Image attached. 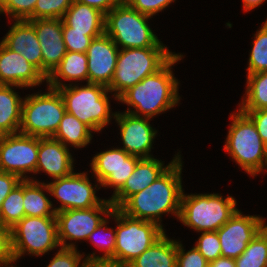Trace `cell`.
<instances>
[{"instance_id": "6da1fadb", "label": "cell", "mask_w": 267, "mask_h": 267, "mask_svg": "<svg viewBox=\"0 0 267 267\" xmlns=\"http://www.w3.org/2000/svg\"><path fill=\"white\" fill-rule=\"evenodd\" d=\"M181 155L153 183L130 196L118 209L125 215L162 226V214H180L182 189Z\"/></svg>"}, {"instance_id": "7a4b0ae2", "label": "cell", "mask_w": 267, "mask_h": 267, "mask_svg": "<svg viewBox=\"0 0 267 267\" xmlns=\"http://www.w3.org/2000/svg\"><path fill=\"white\" fill-rule=\"evenodd\" d=\"M182 57L175 54L160 70L125 91L118 98L119 102L134 108H128L125 112L151 119L176 106L180 100L179 82L174 77L172 66Z\"/></svg>"}, {"instance_id": "3957f363", "label": "cell", "mask_w": 267, "mask_h": 267, "mask_svg": "<svg viewBox=\"0 0 267 267\" xmlns=\"http://www.w3.org/2000/svg\"><path fill=\"white\" fill-rule=\"evenodd\" d=\"M230 119L224 150L252 177L267 170V146L252 119L240 109Z\"/></svg>"}, {"instance_id": "277c9868", "label": "cell", "mask_w": 267, "mask_h": 267, "mask_svg": "<svg viewBox=\"0 0 267 267\" xmlns=\"http://www.w3.org/2000/svg\"><path fill=\"white\" fill-rule=\"evenodd\" d=\"M176 53L166 47L119 49L113 79L108 86L114 99L135 86L146 76L160 70Z\"/></svg>"}, {"instance_id": "5b68a950", "label": "cell", "mask_w": 267, "mask_h": 267, "mask_svg": "<svg viewBox=\"0 0 267 267\" xmlns=\"http://www.w3.org/2000/svg\"><path fill=\"white\" fill-rule=\"evenodd\" d=\"M73 84H65L57 89L66 112L73 114L92 131L100 132L116 115V112L112 113L110 110L108 87L94 83L84 86Z\"/></svg>"}, {"instance_id": "8992f818", "label": "cell", "mask_w": 267, "mask_h": 267, "mask_svg": "<svg viewBox=\"0 0 267 267\" xmlns=\"http://www.w3.org/2000/svg\"><path fill=\"white\" fill-rule=\"evenodd\" d=\"M237 201L221 194H182L179 220L197 232L217 231L237 211Z\"/></svg>"}, {"instance_id": "52a82bcc", "label": "cell", "mask_w": 267, "mask_h": 267, "mask_svg": "<svg viewBox=\"0 0 267 267\" xmlns=\"http://www.w3.org/2000/svg\"><path fill=\"white\" fill-rule=\"evenodd\" d=\"M110 217L117 222L114 264L119 267H126L166 233L163 226L129 217L118 208H113Z\"/></svg>"}, {"instance_id": "ba28073f", "label": "cell", "mask_w": 267, "mask_h": 267, "mask_svg": "<svg viewBox=\"0 0 267 267\" xmlns=\"http://www.w3.org/2000/svg\"><path fill=\"white\" fill-rule=\"evenodd\" d=\"M150 18L124 1L105 15V33L119 49L165 47L149 27Z\"/></svg>"}, {"instance_id": "9c48e42d", "label": "cell", "mask_w": 267, "mask_h": 267, "mask_svg": "<svg viewBox=\"0 0 267 267\" xmlns=\"http://www.w3.org/2000/svg\"><path fill=\"white\" fill-rule=\"evenodd\" d=\"M47 89L46 93L29 94L23 99L19 133L40 138L54 136L66 109L60 92Z\"/></svg>"}, {"instance_id": "30bf717a", "label": "cell", "mask_w": 267, "mask_h": 267, "mask_svg": "<svg viewBox=\"0 0 267 267\" xmlns=\"http://www.w3.org/2000/svg\"><path fill=\"white\" fill-rule=\"evenodd\" d=\"M60 247L56 217L25 216L10 229L13 263L26 254L41 256Z\"/></svg>"}, {"instance_id": "8fae6325", "label": "cell", "mask_w": 267, "mask_h": 267, "mask_svg": "<svg viewBox=\"0 0 267 267\" xmlns=\"http://www.w3.org/2000/svg\"><path fill=\"white\" fill-rule=\"evenodd\" d=\"M112 210L113 205L108 199L90 209H69L56 212L60 247L77 249L74 243H66L67 240H87L98 225L106 219L101 215L110 217Z\"/></svg>"}, {"instance_id": "7c38bea8", "label": "cell", "mask_w": 267, "mask_h": 267, "mask_svg": "<svg viewBox=\"0 0 267 267\" xmlns=\"http://www.w3.org/2000/svg\"><path fill=\"white\" fill-rule=\"evenodd\" d=\"M38 149L39 137L5 134L0 139V172L17 175L21 180H32L26 174H36Z\"/></svg>"}, {"instance_id": "4fadbf2b", "label": "cell", "mask_w": 267, "mask_h": 267, "mask_svg": "<svg viewBox=\"0 0 267 267\" xmlns=\"http://www.w3.org/2000/svg\"><path fill=\"white\" fill-rule=\"evenodd\" d=\"M87 172L76 173L54 179L48 183L50 195L55 197L59 207L54 208L55 212L69 209H90L99 206L105 199H99L95 194L97 186L92 185ZM95 187V188H94Z\"/></svg>"}, {"instance_id": "5bb4252c", "label": "cell", "mask_w": 267, "mask_h": 267, "mask_svg": "<svg viewBox=\"0 0 267 267\" xmlns=\"http://www.w3.org/2000/svg\"><path fill=\"white\" fill-rule=\"evenodd\" d=\"M139 159L118 147L97 153L90 166L99 186L113 188L115 195L133 173Z\"/></svg>"}, {"instance_id": "9a60e30c", "label": "cell", "mask_w": 267, "mask_h": 267, "mask_svg": "<svg viewBox=\"0 0 267 267\" xmlns=\"http://www.w3.org/2000/svg\"><path fill=\"white\" fill-rule=\"evenodd\" d=\"M261 229L262 217L243 215L238 210L217 230L222 257L238 258Z\"/></svg>"}, {"instance_id": "2e32d148", "label": "cell", "mask_w": 267, "mask_h": 267, "mask_svg": "<svg viewBox=\"0 0 267 267\" xmlns=\"http://www.w3.org/2000/svg\"><path fill=\"white\" fill-rule=\"evenodd\" d=\"M113 118L120 127L122 149L140 158L153 157L150 152L157 130L151 127L150 118L135 116L127 112H116Z\"/></svg>"}, {"instance_id": "e0dca14e", "label": "cell", "mask_w": 267, "mask_h": 267, "mask_svg": "<svg viewBox=\"0 0 267 267\" xmlns=\"http://www.w3.org/2000/svg\"><path fill=\"white\" fill-rule=\"evenodd\" d=\"M86 54L88 83L108 87L115 73L119 47L104 33L92 40Z\"/></svg>"}, {"instance_id": "ac0fdd59", "label": "cell", "mask_w": 267, "mask_h": 267, "mask_svg": "<svg viewBox=\"0 0 267 267\" xmlns=\"http://www.w3.org/2000/svg\"><path fill=\"white\" fill-rule=\"evenodd\" d=\"M46 77L20 53L0 41V84L30 88L42 84Z\"/></svg>"}, {"instance_id": "d6986e66", "label": "cell", "mask_w": 267, "mask_h": 267, "mask_svg": "<svg viewBox=\"0 0 267 267\" xmlns=\"http://www.w3.org/2000/svg\"><path fill=\"white\" fill-rule=\"evenodd\" d=\"M35 28L43 58V75L47 78L60 64L67 50L63 40L62 19L29 20Z\"/></svg>"}, {"instance_id": "ffe728a7", "label": "cell", "mask_w": 267, "mask_h": 267, "mask_svg": "<svg viewBox=\"0 0 267 267\" xmlns=\"http://www.w3.org/2000/svg\"><path fill=\"white\" fill-rule=\"evenodd\" d=\"M179 156L178 152L174 159L166 166H164L162 160L155 159L154 157L140 158L133 173L127 178L123 187L109 199L113 208H119L130 196L148 187L160 177Z\"/></svg>"}, {"instance_id": "44dd1931", "label": "cell", "mask_w": 267, "mask_h": 267, "mask_svg": "<svg viewBox=\"0 0 267 267\" xmlns=\"http://www.w3.org/2000/svg\"><path fill=\"white\" fill-rule=\"evenodd\" d=\"M74 158L62 142L52 137L40 138L36 174L40 171L53 180L70 175L74 170Z\"/></svg>"}, {"instance_id": "7402d4cb", "label": "cell", "mask_w": 267, "mask_h": 267, "mask_svg": "<svg viewBox=\"0 0 267 267\" xmlns=\"http://www.w3.org/2000/svg\"><path fill=\"white\" fill-rule=\"evenodd\" d=\"M1 42L13 52L20 53L43 74L40 42L29 20H15Z\"/></svg>"}, {"instance_id": "603a6c76", "label": "cell", "mask_w": 267, "mask_h": 267, "mask_svg": "<svg viewBox=\"0 0 267 267\" xmlns=\"http://www.w3.org/2000/svg\"><path fill=\"white\" fill-rule=\"evenodd\" d=\"M84 81L88 83L87 54L67 51L60 64L46 78L48 87L58 89L65 86L62 81Z\"/></svg>"}, {"instance_id": "cb8c5ba5", "label": "cell", "mask_w": 267, "mask_h": 267, "mask_svg": "<svg viewBox=\"0 0 267 267\" xmlns=\"http://www.w3.org/2000/svg\"><path fill=\"white\" fill-rule=\"evenodd\" d=\"M62 20L72 28V31L105 32V14L75 0L65 12Z\"/></svg>"}, {"instance_id": "d4e9b609", "label": "cell", "mask_w": 267, "mask_h": 267, "mask_svg": "<svg viewBox=\"0 0 267 267\" xmlns=\"http://www.w3.org/2000/svg\"><path fill=\"white\" fill-rule=\"evenodd\" d=\"M177 241L164 234L126 267H176Z\"/></svg>"}, {"instance_id": "484cf974", "label": "cell", "mask_w": 267, "mask_h": 267, "mask_svg": "<svg viewBox=\"0 0 267 267\" xmlns=\"http://www.w3.org/2000/svg\"><path fill=\"white\" fill-rule=\"evenodd\" d=\"M13 85L0 84V131L5 134L19 133L22 121L23 99Z\"/></svg>"}, {"instance_id": "4316f807", "label": "cell", "mask_w": 267, "mask_h": 267, "mask_svg": "<svg viewBox=\"0 0 267 267\" xmlns=\"http://www.w3.org/2000/svg\"><path fill=\"white\" fill-rule=\"evenodd\" d=\"M50 193L49 187L44 182L24 180L23 207L25 216L56 217L52 201L44 192Z\"/></svg>"}, {"instance_id": "83f0119b", "label": "cell", "mask_w": 267, "mask_h": 267, "mask_svg": "<svg viewBox=\"0 0 267 267\" xmlns=\"http://www.w3.org/2000/svg\"><path fill=\"white\" fill-rule=\"evenodd\" d=\"M92 133L93 131L77 117L65 112L52 138L62 142L66 147L72 145L75 148H82L90 143Z\"/></svg>"}, {"instance_id": "f1b7e54d", "label": "cell", "mask_w": 267, "mask_h": 267, "mask_svg": "<svg viewBox=\"0 0 267 267\" xmlns=\"http://www.w3.org/2000/svg\"><path fill=\"white\" fill-rule=\"evenodd\" d=\"M245 98L239 104L240 110L267 108V71L247 75Z\"/></svg>"}, {"instance_id": "f546056e", "label": "cell", "mask_w": 267, "mask_h": 267, "mask_svg": "<svg viewBox=\"0 0 267 267\" xmlns=\"http://www.w3.org/2000/svg\"><path fill=\"white\" fill-rule=\"evenodd\" d=\"M24 200V180L16 185L9 195L4 199L0 209V224L7 229L15 226L23 217L25 211Z\"/></svg>"}, {"instance_id": "4dcf8cb0", "label": "cell", "mask_w": 267, "mask_h": 267, "mask_svg": "<svg viewBox=\"0 0 267 267\" xmlns=\"http://www.w3.org/2000/svg\"><path fill=\"white\" fill-rule=\"evenodd\" d=\"M107 220L108 218L103 220L87 238V240L91 241V243L94 244L97 249L104 251V254L102 256H99L95 255V252H93L91 255L88 254L86 258L84 257L85 260H104L114 263L116 231L114 228L107 227L106 224L109 223V221Z\"/></svg>"}, {"instance_id": "1f68e13d", "label": "cell", "mask_w": 267, "mask_h": 267, "mask_svg": "<svg viewBox=\"0 0 267 267\" xmlns=\"http://www.w3.org/2000/svg\"><path fill=\"white\" fill-rule=\"evenodd\" d=\"M234 260L236 267H267V235L262 229Z\"/></svg>"}, {"instance_id": "d6a6232c", "label": "cell", "mask_w": 267, "mask_h": 267, "mask_svg": "<svg viewBox=\"0 0 267 267\" xmlns=\"http://www.w3.org/2000/svg\"><path fill=\"white\" fill-rule=\"evenodd\" d=\"M252 50L249 54L247 75L267 71V19L254 34Z\"/></svg>"}, {"instance_id": "836d02e7", "label": "cell", "mask_w": 267, "mask_h": 267, "mask_svg": "<svg viewBox=\"0 0 267 267\" xmlns=\"http://www.w3.org/2000/svg\"><path fill=\"white\" fill-rule=\"evenodd\" d=\"M63 40L67 51L86 53L92 40L105 32L72 31L62 20Z\"/></svg>"}, {"instance_id": "e575fe53", "label": "cell", "mask_w": 267, "mask_h": 267, "mask_svg": "<svg viewBox=\"0 0 267 267\" xmlns=\"http://www.w3.org/2000/svg\"><path fill=\"white\" fill-rule=\"evenodd\" d=\"M74 0H37L33 20L35 19H62Z\"/></svg>"}, {"instance_id": "d590c367", "label": "cell", "mask_w": 267, "mask_h": 267, "mask_svg": "<svg viewBox=\"0 0 267 267\" xmlns=\"http://www.w3.org/2000/svg\"><path fill=\"white\" fill-rule=\"evenodd\" d=\"M37 0H1V10L14 20H33Z\"/></svg>"}, {"instance_id": "8d00e7d4", "label": "cell", "mask_w": 267, "mask_h": 267, "mask_svg": "<svg viewBox=\"0 0 267 267\" xmlns=\"http://www.w3.org/2000/svg\"><path fill=\"white\" fill-rule=\"evenodd\" d=\"M195 247L200 254L209 262L215 261L221 257V245L217 235V231L201 232Z\"/></svg>"}, {"instance_id": "74e56055", "label": "cell", "mask_w": 267, "mask_h": 267, "mask_svg": "<svg viewBox=\"0 0 267 267\" xmlns=\"http://www.w3.org/2000/svg\"><path fill=\"white\" fill-rule=\"evenodd\" d=\"M185 252L182 243L177 241L176 267H209V262L200 254L195 246Z\"/></svg>"}, {"instance_id": "f35d334b", "label": "cell", "mask_w": 267, "mask_h": 267, "mask_svg": "<svg viewBox=\"0 0 267 267\" xmlns=\"http://www.w3.org/2000/svg\"><path fill=\"white\" fill-rule=\"evenodd\" d=\"M55 254L47 267H81V261H85L83 259L84 254L79 253L74 248L60 247Z\"/></svg>"}, {"instance_id": "ab89813d", "label": "cell", "mask_w": 267, "mask_h": 267, "mask_svg": "<svg viewBox=\"0 0 267 267\" xmlns=\"http://www.w3.org/2000/svg\"><path fill=\"white\" fill-rule=\"evenodd\" d=\"M130 7L136 9L141 14L154 16L156 13L164 10L175 0H124Z\"/></svg>"}, {"instance_id": "60d3db41", "label": "cell", "mask_w": 267, "mask_h": 267, "mask_svg": "<svg viewBox=\"0 0 267 267\" xmlns=\"http://www.w3.org/2000/svg\"><path fill=\"white\" fill-rule=\"evenodd\" d=\"M0 267H14L11 255V248H10V230L2 226L1 224H0Z\"/></svg>"}, {"instance_id": "b9f144b4", "label": "cell", "mask_w": 267, "mask_h": 267, "mask_svg": "<svg viewBox=\"0 0 267 267\" xmlns=\"http://www.w3.org/2000/svg\"><path fill=\"white\" fill-rule=\"evenodd\" d=\"M241 111L246 113L252 119L257 128L258 134L267 146V108Z\"/></svg>"}, {"instance_id": "7bdbcfd3", "label": "cell", "mask_w": 267, "mask_h": 267, "mask_svg": "<svg viewBox=\"0 0 267 267\" xmlns=\"http://www.w3.org/2000/svg\"><path fill=\"white\" fill-rule=\"evenodd\" d=\"M22 180L14 174L0 172V209L4 199Z\"/></svg>"}, {"instance_id": "ee69618b", "label": "cell", "mask_w": 267, "mask_h": 267, "mask_svg": "<svg viewBox=\"0 0 267 267\" xmlns=\"http://www.w3.org/2000/svg\"><path fill=\"white\" fill-rule=\"evenodd\" d=\"M79 3L94 7L105 15L116 5L124 2V0H75Z\"/></svg>"}, {"instance_id": "f6af8a7d", "label": "cell", "mask_w": 267, "mask_h": 267, "mask_svg": "<svg viewBox=\"0 0 267 267\" xmlns=\"http://www.w3.org/2000/svg\"><path fill=\"white\" fill-rule=\"evenodd\" d=\"M209 267H236V264L234 259L221 256L209 263Z\"/></svg>"}, {"instance_id": "bcb514c9", "label": "cell", "mask_w": 267, "mask_h": 267, "mask_svg": "<svg viewBox=\"0 0 267 267\" xmlns=\"http://www.w3.org/2000/svg\"><path fill=\"white\" fill-rule=\"evenodd\" d=\"M81 267H119L113 262L104 260H85L82 262Z\"/></svg>"}, {"instance_id": "7dc6e473", "label": "cell", "mask_w": 267, "mask_h": 267, "mask_svg": "<svg viewBox=\"0 0 267 267\" xmlns=\"http://www.w3.org/2000/svg\"><path fill=\"white\" fill-rule=\"evenodd\" d=\"M266 0H242L244 11L248 12L256 7L260 6Z\"/></svg>"}, {"instance_id": "c3c4849f", "label": "cell", "mask_w": 267, "mask_h": 267, "mask_svg": "<svg viewBox=\"0 0 267 267\" xmlns=\"http://www.w3.org/2000/svg\"><path fill=\"white\" fill-rule=\"evenodd\" d=\"M262 230L267 235V225H266L265 220H264L263 217H262Z\"/></svg>"}, {"instance_id": "681fc988", "label": "cell", "mask_w": 267, "mask_h": 267, "mask_svg": "<svg viewBox=\"0 0 267 267\" xmlns=\"http://www.w3.org/2000/svg\"><path fill=\"white\" fill-rule=\"evenodd\" d=\"M4 136V134L0 131V139Z\"/></svg>"}, {"instance_id": "f907efd6", "label": "cell", "mask_w": 267, "mask_h": 267, "mask_svg": "<svg viewBox=\"0 0 267 267\" xmlns=\"http://www.w3.org/2000/svg\"><path fill=\"white\" fill-rule=\"evenodd\" d=\"M0 14H2V10H1V0H0Z\"/></svg>"}]
</instances>
